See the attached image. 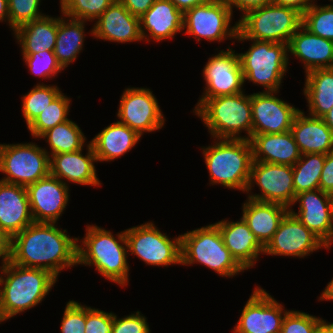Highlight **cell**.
<instances>
[{"mask_svg":"<svg viewBox=\"0 0 333 333\" xmlns=\"http://www.w3.org/2000/svg\"><path fill=\"white\" fill-rule=\"evenodd\" d=\"M79 238H71L55 223L33 222L10 239L9 261L49 271L56 278L77 264Z\"/></svg>","mask_w":333,"mask_h":333,"instance_id":"1","label":"cell"},{"mask_svg":"<svg viewBox=\"0 0 333 333\" xmlns=\"http://www.w3.org/2000/svg\"><path fill=\"white\" fill-rule=\"evenodd\" d=\"M0 267V314L4 321L41 303L58 279L47 270L9 260Z\"/></svg>","mask_w":333,"mask_h":333,"instance_id":"2","label":"cell"},{"mask_svg":"<svg viewBox=\"0 0 333 333\" xmlns=\"http://www.w3.org/2000/svg\"><path fill=\"white\" fill-rule=\"evenodd\" d=\"M116 236L96 225H86L85 238L77 245V264L95 266L103 277L124 287L130 271L125 230Z\"/></svg>","mask_w":333,"mask_h":333,"instance_id":"3","label":"cell"},{"mask_svg":"<svg viewBox=\"0 0 333 333\" xmlns=\"http://www.w3.org/2000/svg\"><path fill=\"white\" fill-rule=\"evenodd\" d=\"M195 114L200 117L215 139H246L252 136L251 95H234L199 99ZM247 132L244 137L239 134Z\"/></svg>","mask_w":333,"mask_h":333,"instance_id":"4","label":"cell"},{"mask_svg":"<svg viewBox=\"0 0 333 333\" xmlns=\"http://www.w3.org/2000/svg\"><path fill=\"white\" fill-rule=\"evenodd\" d=\"M203 147L210 184L246 192L253 163L252 147L246 139H215Z\"/></svg>","mask_w":333,"mask_h":333,"instance_id":"5","label":"cell"},{"mask_svg":"<svg viewBox=\"0 0 333 333\" xmlns=\"http://www.w3.org/2000/svg\"><path fill=\"white\" fill-rule=\"evenodd\" d=\"M180 237L182 265L201 263L218 275L229 278L244 272L245 269L226 248L215 223L196 228L181 234Z\"/></svg>","mask_w":333,"mask_h":333,"instance_id":"6","label":"cell"},{"mask_svg":"<svg viewBox=\"0 0 333 333\" xmlns=\"http://www.w3.org/2000/svg\"><path fill=\"white\" fill-rule=\"evenodd\" d=\"M240 17L235 39L243 42L257 40L288 44L302 25L300 12L273 3L248 11Z\"/></svg>","mask_w":333,"mask_h":333,"instance_id":"7","label":"cell"},{"mask_svg":"<svg viewBox=\"0 0 333 333\" xmlns=\"http://www.w3.org/2000/svg\"><path fill=\"white\" fill-rule=\"evenodd\" d=\"M251 41L249 50L238 54L244 80L262 85L264 91L279 92L288 71V44Z\"/></svg>","mask_w":333,"mask_h":333,"instance_id":"8","label":"cell"},{"mask_svg":"<svg viewBox=\"0 0 333 333\" xmlns=\"http://www.w3.org/2000/svg\"><path fill=\"white\" fill-rule=\"evenodd\" d=\"M49 152L35 143L0 144L1 179L27 187L50 174Z\"/></svg>","mask_w":333,"mask_h":333,"instance_id":"9","label":"cell"},{"mask_svg":"<svg viewBox=\"0 0 333 333\" xmlns=\"http://www.w3.org/2000/svg\"><path fill=\"white\" fill-rule=\"evenodd\" d=\"M128 252L152 266L181 265V237L171 238L152 222L125 230Z\"/></svg>","mask_w":333,"mask_h":333,"instance_id":"10","label":"cell"},{"mask_svg":"<svg viewBox=\"0 0 333 333\" xmlns=\"http://www.w3.org/2000/svg\"><path fill=\"white\" fill-rule=\"evenodd\" d=\"M233 13L225 0H209L183 13L184 34L192 35L199 42L201 38L208 41L222 42L236 38L238 22L230 26Z\"/></svg>","mask_w":333,"mask_h":333,"instance_id":"11","label":"cell"},{"mask_svg":"<svg viewBox=\"0 0 333 333\" xmlns=\"http://www.w3.org/2000/svg\"><path fill=\"white\" fill-rule=\"evenodd\" d=\"M254 183L260 187L262 194H249V199L278 203L289 209L294 205L296 195L292 166L253 161L247 193L252 190Z\"/></svg>","mask_w":333,"mask_h":333,"instance_id":"12","label":"cell"},{"mask_svg":"<svg viewBox=\"0 0 333 333\" xmlns=\"http://www.w3.org/2000/svg\"><path fill=\"white\" fill-rule=\"evenodd\" d=\"M119 122L135 130L140 136L154 132L165 119L152 91L148 88H127L123 92L117 113Z\"/></svg>","mask_w":333,"mask_h":333,"instance_id":"13","label":"cell"},{"mask_svg":"<svg viewBox=\"0 0 333 333\" xmlns=\"http://www.w3.org/2000/svg\"><path fill=\"white\" fill-rule=\"evenodd\" d=\"M283 308L263 288L256 286L233 333H280L284 315L288 312Z\"/></svg>","mask_w":333,"mask_h":333,"instance_id":"14","label":"cell"},{"mask_svg":"<svg viewBox=\"0 0 333 333\" xmlns=\"http://www.w3.org/2000/svg\"><path fill=\"white\" fill-rule=\"evenodd\" d=\"M328 246L290 211L284 216L277 231L264 247V254L305 257Z\"/></svg>","mask_w":333,"mask_h":333,"instance_id":"15","label":"cell"},{"mask_svg":"<svg viewBox=\"0 0 333 333\" xmlns=\"http://www.w3.org/2000/svg\"><path fill=\"white\" fill-rule=\"evenodd\" d=\"M203 77L206 81L204 95L200 99H209L219 96L234 95L243 92V72L239 62L238 53L235 50H220V52L208 59Z\"/></svg>","mask_w":333,"mask_h":333,"instance_id":"16","label":"cell"},{"mask_svg":"<svg viewBox=\"0 0 333 333\" xmlns=\"http://www.w3.org/2000/svg\"><path fill=\"white\" fill-rule=\"evenodd\" d=\"M276 93L278 91L251 94L252 134L291 131L294 118L300 110L276 97Z\"/></svg>","mask_w":333,"mask_h":333,"instance_id":"17","label":"cell"},{"mask_svg":"<svg viewBox=\"0 0 333 333\" xmlns=\"http://www.w3.org/2000/svg\"><path fill=\"white\" fill-rule=\"evenodd\" d=\"M299 202L298 213L290 212L311 232L319 237L330 249L333 243V204L331 194L321 189L310 190L296 195L294 204Z\"/></svg>","mask_w":333,"mask_h":333,"instance_id":"18","label":"cell"},{"mask_svg":"<svg viewBox=\"0 0 333 333\" xmlns=\"http://www.w3.org/2000/svg\"><path fill=\"white\" fill-rule=\"evenodd\" d=\"M34 222L55 223L69 201V186L48 175L26 187Z\"/></svg>","mask_w":333,"mask_h":333,"instance_id":"19","label":"cell"},{"mask_svg":"<svg viewBox=\"0 0 333 333\" xmlns=\"http://www.w3.org/2000/svg\"><path fill=\"white\" fill-rule=\"evenodd\" d=\"M91 35L95 38L118 43L142 41L140 17L132 15L119 0L96 19Z\"/></svg>","mask_w":333,"mask_h":333,"instance_id":"20","label":"cell"},{"mask_svg":"<svg viewBox=\"0 0 333 333\" xmlns=\"http://www.w3.org/2000/svg\"><path fill=\"white\" fill-rule=\"evenodd\" d=\"M34 222L26 187L0 180V228L11 239Z\"/></svg>","mask_w":333,"mask_h":333,"instance_id":"21","label":"cell"},{"mask_svg":"<svg viewBox=\"0 0 333 333\" xmlns=\"http://www.w3.org/2000/svg\"><path fill=\"white\" fill-rule=\"evenodd\" d=\"M87 150L85 156L82 154V149L50 156V175L64 183H66L64 179H67L80 185L101 186L94 165L97 157L91 143L87 144Z\"/></svg>","mask_w":333,"mask_h":333,"instance_id":"22","label":"cell"},{"mask_svg":"<svg viewBox=\"0 0 333 333\" xmlns=\"http://www.w3.org/2000/svg\"><path fill=\"white\" fill-rule=\"evenodd\" d=\"M215 224L220 230L226 248L236 261L245 270L254 267L258 255L264 252V246L244 219L241 217L240 221L236 222L221 220Z\"/></svg>","mask_w":333,"mask_h":333,"instance_id":"23","label":"cell"},{"mask_svg":"<svg viewBox=\"0 0 333 333\" xmlns=\"http://www.w3.org/2000/svg\"><path fill=\"white\" fill-rule=\"evenodd\" d=\"M183 31V12L170 0L156 2L140 16V33L145 41L155 42L171 39ZM149 33V35H148ZM150 37V38H148Z\"/></svg>","mask_w":333,"mask_h":333,"instance_id":"24","label":"cell"},{"mask_svg":"<svg viewBox=\"0 0 333 333\" xmlns=\"http://www.w3.org/2000/svg\"><path fill=\"white\" fill-rule=\"evenodd\" d=\"M288 52L303 61L306 74L333 68V41L311 33L303 25L291 36Z\"/></svg>","mask_w":333,"mask_h":333,"instance_id":"25","label":"cell"},{"mask_svg":"<svg viewBox=\"0 0 333 333\" xmlns=\"http://www.w3.org/2000/svg\"><path fill=\"white\" fill-rule=\"evenodd\" d=\"M253 161L293 166L301 152L291 131L274 134H252Z\"/></svg>","mask_w":333,"mask_h":333,"instance_id":"26","label":"cell"},{"mask_svg":"<svg viewBox=\"0 0 333 333\" xmlns=\"http://www.w3.org/2000/svg\"><path fill=\"white\" fill-rule=\"evenodd\" d=\"M291 132L302 155H326L333 151V132L320 117L305 116L300 110L294 118Z\"/></svg>","mask_w":333,"mask_h":333,"instance_id":"27","label":"cell"},{"mask_svg":"<svg viewBox=\"0 0 333 333\" xmlns=\"http://www.w3.org/2000/svg\"><path fill=\"white\" fill-rule=\"evenodd\" d=\"M242 208V218L264 247L277 231L284 216L290 211L289 208L278 203L261 202L249 198Z\"/></svg>","mask_w":333,"mask_h":333,"instance_id":"28","label":"cell"},{"mask_svg":"<svg viewBox=\"0 0 333 333\" xmlns=\"http://www.w3.org/2000/svg\"><path fill=\"white\" fill-rule=\"evenodd\" d=\"M135 130L119 121L110 124L91 141L97 161H113L131 150L140 140Z\"/></svg>","mask_w":333,"mask_h":333,"instance_id":"29","label":"cell"},{"mask_svg":"<svg viewBox=\"0 0 333 333\" xmlns=\"http://www.w3.org/2000/svg\"><path fill=\"white\" fill-rule=\"evenodd\" d=\"M58 32V18L44 15L41 18L21 25L14 36L21 45L22 55L54 51Z\"/></svg>","mask_w":333,"mask_h":333,"instance_id":"30","label":"cell"},{"mask_svg":"<svg viewBox=\"0 0 333 333\" xmlns=\"http://www.w3.org/2000/svg\"><path fill=\"white\" fill-rule=\"evenodd\" d=\"M305 76L303 93L309 115L321 118L333 107V68L316 69Z\"/></svg>","mask_w":333,"mask_h":333,"instance_id":"31","label":"cell"},{"mask_svg":"<svg viewBox=\"0 0 333 333\" xmlns=\"http://www.w3.org/2000/svg\"><path fill=\"white\" fill-rule=\"evenodd\" d=\"M63 16L61 18L58 17V32L54 54L58 63L65 69L76 60L77 55L83 48L86 21Z\"/></svg>","mask_w":333,"mask_h":333,"instance_id":"32","label":"cell"},{"mask_svg":"<svg viewBox=\"0 0 333 333\" xmlns=\"http://www.w3.org/2000/svg\"><path fill=\"white\" fill-rule=\"evenodd\" d=\"M39 138L47 139L51 149L49 157L83 149L86 140L80 127L70 119L48 129Z\"/></svg>","mask_w":333,"mask_h":333,"instance_id":"33","label":"cell"},{"mask_svg":"<svg viewBox=\"0 0 333 333\" xmlns=\"http://www.w3.org/2000/svg\"><path fill=\"white\" fill-rule=\"evenodd\" d=\"M325 163L324 154H304L292 166L295 195L319 189L320 176Z\"/></svg>","mask_w":333,"mask_h":333,"instance_id":"34","label":"cell"},{"mask_svg":"<svg viewBox=\"0 0 333 333\" xmlns=\"http://www.w3.org/2000/svg\"><path fill=\"white\" fill-rule=\"evenodd\" d=\"M70 101L71 100L61 92L27 127L31 135L35 138H39L48 129L69 120L67 115L70 112Z\"/></svg>","mask_w":333,"mask_h":333,"instance_id":"35","label":"cell"},{"mask_svg":"<svg viewBox=\"0 0 333 333\" xmlns=\"http://www.w3.org/2000/svg\"><path fill=\"white\" fill-rule=\"evenodd\" d=\"M60 93L61 90L57 86L42 83L37 84L27 94L23 95L22 113L27 127Z\"/></svg>","mask_w":333,"mask_h":333,"instance_id":"36","label":"cell"},{"mask_svg":"<svg viewBox=\"0 0 333 333\" xmlns=\"http://www.w3.org/2000/svg\"><path fill=\"white\" fill-rule=\"evenodd\" d=\"M302 25L311 33L333 41V6L311 5L302 14Z\"/></svg>","mask_w":333,"mask_h":333,"instance_id":"37","label":"cell"},{"mask_svg":"<svg viewBox=\"0 0 333 333\" xmlns=\"http://www.w3.org/2000/svg\"><path fill=\"white\" fill-rule=\"evenodd\" d=\"M114 0H60L62 15L83 21L97 19Z\"/></svg>","mask_w":333,"mask_h":333,"instance_id":"38","label":"cell"},{"mask_svg":"<svg viewBox=\"0 0 333 333\" xmlns=\"http://www.w3.org/2000/svg\"><path fill=\"white\" fill-rule=\"evenodd\" d=\"M41 0H8L9 26L15 31L21 25L44 16L39 12Z\"/></svg>","mask_w":333,"mask_h":333,"instance_id":"39","label":"cell"},{"mask_svg":"<svg viewBox=\"0 0 333 333\" xmlns=\"http://www.w3.org/2000/svg\"><path fill=\"white\" fill-rule=\"evenodd\" d=\"M31 74L44 79H52L64 70L58 63L54 51H43L39 53H31L30 55H22Z\"/></svg>","mask_w":333,"mask_h":333,"instance_id":"40","label":"cell"},{"mask_svg":"<svg viewBox=\"0 0 333 333\" xmlns=\"http://www.w3.org/2000/svg\"><path fill=\"white\" fill-rule=\"evenodd\" d=\"M324 321L305 312L290 310L284 315L280 333H315Z\"/></svg>","mask_w":333,"mask_h":333,"instance_id":"41","label":"cell"},{"mask_svg":"<svg viewBox=\"0 0 333 333\" xmlns=\"http://www.w3.org/2000/svg\"><path fill=\"white\" fill-rule=\"evenodd\" d=\"M64 310L61 333H85L86 306L70 300Z\"/></svg>","mask_w":333,"mask_h":333,"instance_id":"42","label":"cell"},{"mask_svg":"<svg viewBox=\"0 0 333 333\" xmlns=\"http://www.w3.org/2000/svg\"><path fill=\"white\" fill-rule=\"evenodd\" d=\"M113 313L86 306L85 333H112Z\"/></svg>","mask_w":333,"mask_h":333,"instance_id":"43","label":"cell"},{"mask_svg":"<svg viewBox=\"0 0 333 333\" xmlns=\"http://www.w3.org/2000/svg\"><path fill=\"white\" fill-rule=\"evenodd\" d=\"M112 333H150V328L139 311L119 319L113 314Z\"/></svg>","mask_w":333,"mask_h":333,"instance_id":"44","label":"cell"},{"mask_svg":"<svg viewBox=\"0 0 333 333\" xmlns=\"http://www.w3.org/2000/svg\"><path fill=\"white\" fill-rule=\"evenodd\" d=\"M319 189L333 193V151L325 155V163L320 176Z\"/></svg>","mask_w":333,"mask_h":333,"instance_id":"45","label":"cell"},{"mask_svg":"<svg viewBox=\"0 0 333 333\" xmlns=\"http://www.w3.org/2000/svg\"><path fill=\"white\" fill-rule=\"evenodd\" d=\"M225 2L231 9L232 13L233 7H236L243 12V16V14L245 15L248 11L271 4L272 0H225Z\"/></svg>","mask_w":333,"mask_h":333,"instance_id":"46","label":"cell"},{"mask_svg":"<svg viewBox=\"0 0 333 333\" xmlns=\"http://www.w3.org/2000/svg\"><path fill=\"white\" fill-rule=\"evenodd\" d=\"M123 6L135 16H142L156 0H119Z\"/></svg>","mask_w":333,"mask_h":333,"instance_id":"47","label":"cell"},{"mask_svg":"<svg viewBox=\"0 0 333 333\" xmlns=\"http://www.w3.org/2000/svg\"><path fill=\"white\" fill-rule=\"evenodd\" d=\"M272 3L279 6L293 8L303 14L311 5L314 4V0H272Z\"/></svg>","mask_w":333,"mask_h":333,"instance_id":"48","label":"cell"},{"mask_svg":"<svg viewBox=\"0 0 333 333\" xmlns=\"http://www.w3.org/2000/svg\"><path fill=\"white\" fill-rule=\"evenodd\" d=\"M10 254V238L0 228V258L2 265L9 260Z\"/></svg>","mask_w":333,"mask_h":333,"instance_id":"49","label":"cell"},{"mask_svg":"<svg viewBox=\"0 0 333 333\" xmlns=\"http://www.w3.org/2000/svg\"><path fill=\"white\" fill-rule=\"evenodd\" d=\"M178 10L182 11L183 13L195 6L204 4L209 0H170Z\"/></svg>","mask_w":333,"mask_h":333,"instance_id":"50","label":"cell"},{"mask_svg":"<svg viewBox=\"0 0 333 333\" xmlns=\"http://www.w3.org/2000/svg\"><path fill=\"white\" fill-rule=\"evenodd\" d=\"M4 20L9 23L8 0H0V21Z\"/></svg>","mask_w":333,"mask_h":333,"instance_id":"51","label":"cell"},{"mask_svg":"<svg viewBox=\"0 0 333 333\" xmlns=\"http://www.w3.org/2000/svg\"><path fill=\"white\" fill-rule=\"evenodd\" d=\"M319 300H333V278L325 287L324 291L322 292Z\"/></svg>","mask_w":333,"mask_h":333,"instance_id":"52","label":"cell"},{"mask_svg":"<svg viewBox=\"0 0 333 333\" xmlns=\"http://www.w3.org/2000/svg\"><path fill=\"white\" fill-rule=\"evenodd\" d=\"M324 123L329 127V129L333 132V107L321 117Z\"/></svg>","mask_w":333,"mask_h":333,"instance_id":"53","label":"cell"},{"mask_svg":"<svg viewBox=\"0 0 333 333\" xmlns=\"http://www.w3.org/2000/svg\"><path fill=\"white\" fill-rule=\"evenodd\" d=\"M315 333H328V322L324 323L315 331Z\"/></svg>","mask_w":333,"mask_h":333,"instance_id":"54","label":"cell"},{"mask_svg":"<svg viewBox=\"0 0 333 333\" xmlns=\"http://www.w3.org/2000/svg\"><path fill=\"white\" fill-rule=\"evenodd\" d=\"M328 333H333V323H328Z\"/></svg>","mask_w":333,"mask_h":333,"instance_id":"55","label":"cell"},{"mask_svg":"<svg viewBox=\"0 0 333 333\" xmlns=\"http://www.w3.org/2000/svg\"><path fill=\"white\" fill-rule=\"evenodd\" d=\"M0 322H4V320H3L2 316H1V314H0Z\"/></svg>","mask_w":333,"mask_h":333,"instance_id":"56","label":"cell"}]
</instances>
